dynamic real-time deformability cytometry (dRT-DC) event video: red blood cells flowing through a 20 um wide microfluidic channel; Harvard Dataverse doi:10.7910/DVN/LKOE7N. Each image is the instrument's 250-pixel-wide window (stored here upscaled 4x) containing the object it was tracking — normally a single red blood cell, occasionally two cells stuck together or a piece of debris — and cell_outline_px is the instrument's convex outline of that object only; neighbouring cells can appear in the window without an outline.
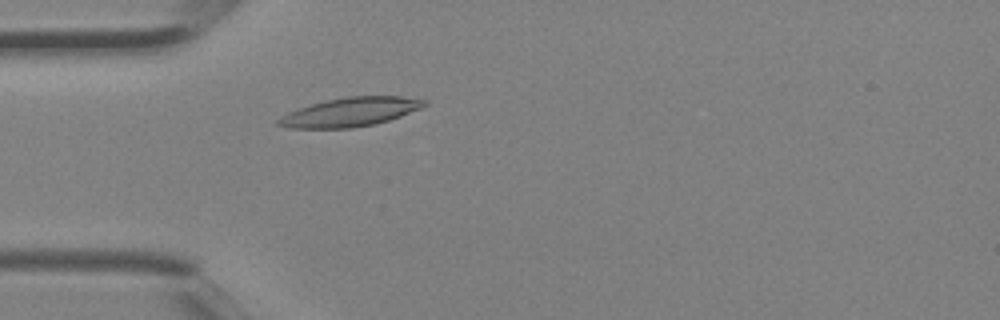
{"species": "Egyptian fruit bat (a non-hibernating species)", "species_latin": "Rousettus aegyptiacus", "temperature_condition": "room temperature", "stored_images_in_passage": 2, "camera_frame_rate_fps": 3000, "um_per_image_px": 0.085, "animal": {"sex": "female"}, "frame": {"image": 1, "passage_image": 2, "time_ms": 0.333, "image_size_px": [1000, 320], "cell_outline_px": [[428, 104], [420, 108], [400, 116], [376, 124], [352, 128], [288, 128], [276, 124], [276, 120], [280, 116], [288, 112], [312, 104], [328, 100], [348, 96], [400, 96], [428, 100]], "centroid_in_image_um": [29.77, 9.53], "position_along_channel_um": 55.2, "area_um2": 24.51}}